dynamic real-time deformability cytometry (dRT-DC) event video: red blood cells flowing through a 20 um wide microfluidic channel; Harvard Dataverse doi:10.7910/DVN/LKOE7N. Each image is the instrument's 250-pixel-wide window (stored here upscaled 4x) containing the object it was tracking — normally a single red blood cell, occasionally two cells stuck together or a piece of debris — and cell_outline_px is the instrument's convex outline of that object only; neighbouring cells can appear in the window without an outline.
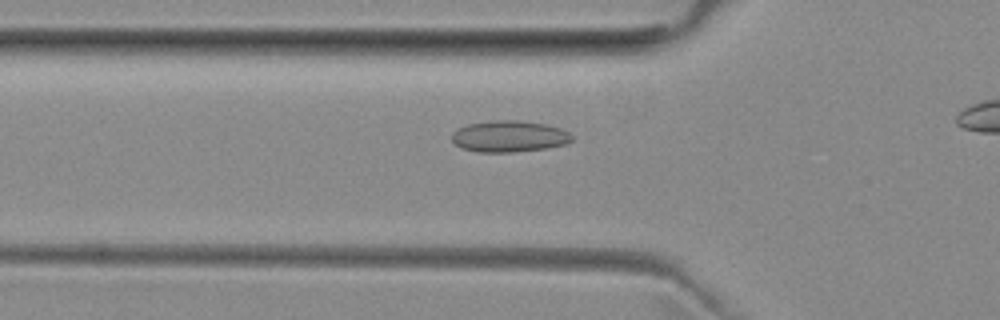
{"species": "common noctule bat (a hibernating species)", "species_latin": "Nyctalus noctula", "temperature_condition": "room temperature", "stored_images_in_passage": 30, "camera_frame_rate_fps": 3000, "um_per_image_px": 0.085, "animal": {"sex": "female", "body_mass_g": 29.2, "forearm_length_mm": 56.3}, "frame": {"image": 1, "passage_image": 5, "time_ms": 1.333, "image_size_px": [1000, 320], "cell_outline_px": [[572, 140], [568, 144], [548, 148], [512, 152], [480, 152], [460, 148], [452, 140], [452, 132], [468, 124], [492, 120], [516, 120], [544, 124], [560, 128], [568, 132], [572, 136]], "centroid_in_image_um": [43.29, 11.6], "position_along_channel_um": 82.5, "area_um2": 21.96}}
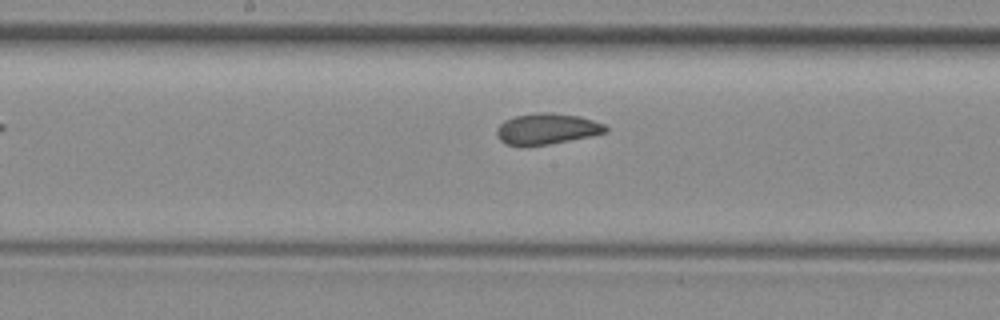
{"frame": {"image": 2, "passage_image": 14, "time_ms": 4.333, "image_size_px": [1000, 320], "cell_outline_px": [[608, 132], [592, 136], [548, 144], [504, 144], [496, 136], [496, 128], [504, 120], [516, 116], [540, 112], [552, 112], [580, 116], [604, 124], [608, 128]], "centroid_in_image_um": [46.5, 10.93], "position_along_channel_um": 201.7, "area_um2": 19.48}}
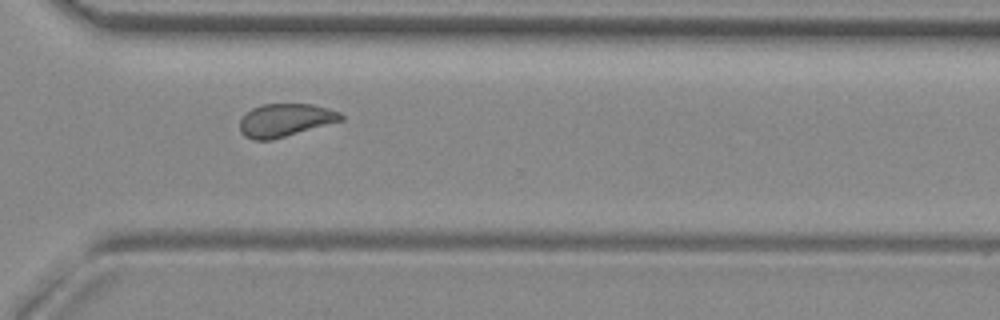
{"frame": {"image": 3, "passage_image": 25, "time_ms": 8.0, "image_size_px": [1000, 320], "cell_outline_px": [[344, 120], [272, 140], [252, 140], [244, 136], [240, 132], [240, 120], [252, 108], [264, 104], [312, 104], [328, 108], [340, 112], [344, 116]], "centroid_in_image_um": [24.26, 10.22], "position_along_channel_um": 346.3, "area_um2": 19.48}}